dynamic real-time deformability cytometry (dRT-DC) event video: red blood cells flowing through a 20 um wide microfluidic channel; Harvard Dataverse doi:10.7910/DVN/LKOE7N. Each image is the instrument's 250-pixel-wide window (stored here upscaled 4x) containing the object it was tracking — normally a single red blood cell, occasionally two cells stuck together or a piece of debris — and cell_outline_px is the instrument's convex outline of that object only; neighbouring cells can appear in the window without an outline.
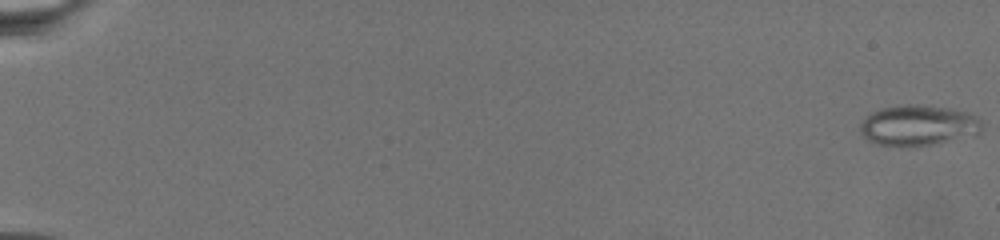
{"species": "common noctule bat (a hibernating species)", "species_latin": "Nyctalus noctula", "temperature_condition": "warm", "stored_images_in_passage": 73, "camera_frame_rate_fps": 3000, "um_per_image_px": 0.085, "animal": {"sex": "female", "body_mass_g": 19.5, "forearm_length_mm": 54.1}, "frame": {"image": 1, "passage_image": 1, "time_ms": 0.0, "image_size_px": [1000, 240], "cell_outline_px": [[980, 132], [976, 136], [916, 148], [876, 144], [868, 140], [860, 132], [860, 124], [872, 112], [880, 108], [900, 104], [920, 104], [952, 108], [968, 112], [976, 116], [980, 120]], "centroid_in_image_um": [78.07, 10.67], "position_along_channel_um": 6.9, "area_um2": 29.54}}
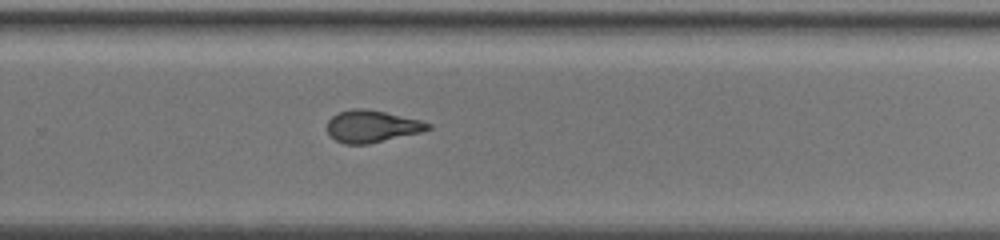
{"frame": {"image": 2, "passage_image": 52, "time_ms": 17.0, "image_size_px": [1000, 240], "cell_outline_px": [[432, 128], [420, 132], [368, 144], [344, 144], [328, 136], [328, 120], [332, 116], [340, 112], [352, 108], [364, 108], [384, 112], [420, 120], [432, 124]], "centroid_in_image_um": [31.59, 10.74], "position_along_channel_um": 298.2, "area_um2": 18.73}}
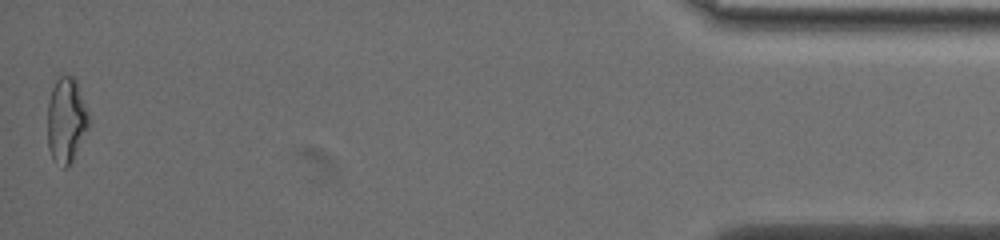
{"frame": {"image": 3, "passage_image": 73, "time_ms": 24.0, "image_size_px": [1000, 240], "cell_outline_px": [[92, 120], [72, 160], [64, 168], [52, 160], [48, 148], [48, 104], [52, 88], [56, 80], [60, 76], [72, 76], [76, 80]], "centroid_in_image_um": [5.64, 10.21], "position_along_channel_um": 429.6, "area_um2": 20.52}}